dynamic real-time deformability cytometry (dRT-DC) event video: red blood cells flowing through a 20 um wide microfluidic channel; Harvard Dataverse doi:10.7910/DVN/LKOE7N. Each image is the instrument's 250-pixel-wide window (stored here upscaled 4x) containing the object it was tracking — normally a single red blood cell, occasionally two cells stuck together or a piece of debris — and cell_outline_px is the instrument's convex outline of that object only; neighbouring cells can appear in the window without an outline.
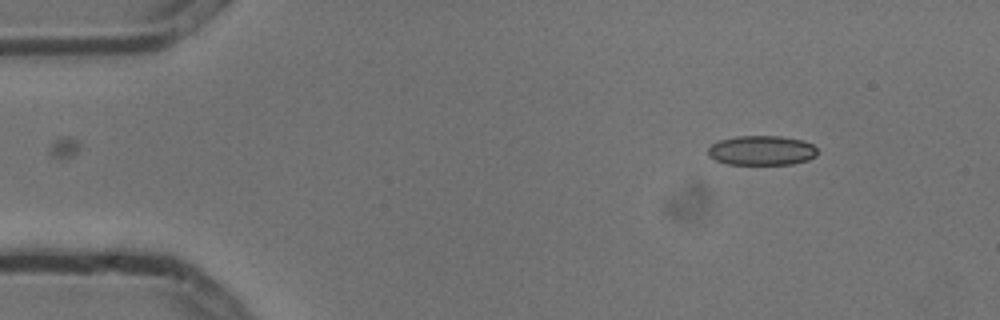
{"species": "common noctule bat (a hibernating species)", "species_latin": "Nyctalus noctula", "temperature_condition": "cold", "stored_images_in_passage": 8, "camera_frame_rate_fps": 3000, "um_per_image_px": 0.085, "animal": {"sex": "male", "body_mass_g": 13.3}, "frame": {"image": 1, "passage_image": 1, "time_ms": 0.0, "image_size_px": [1000, 320], "cell_outline_px": [[816, 156], [808, 160], [792, 164], [728, 164], [716, 160], [708, 156], [708, 148], [712, 144], [720, 140], [736, 136], [780, 136], [804, 140], [812, 144], [816, 148]], "centroid_in_image_um": [64.75, 12.78], "position_along_channel_um": 20.3, "area_um2": 18.9}}
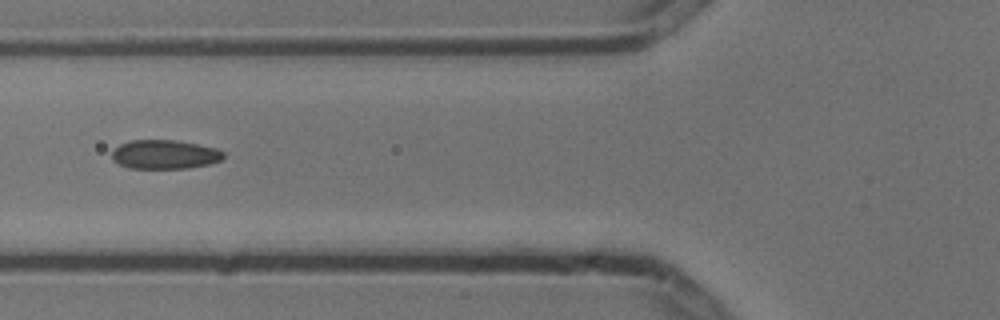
{"frame": {"image": 2, "passage_image": 5, "time_ms": 1.333, "image_size_px": [1000, 320], "cell_outline_px": [[224, 156], [220, 160], [208, 164], [188, 168], [128, 168], [112, 160], [112, 152], [120, 144], [128, 140], [176, 140], [216, 148], [224, 152]], "centroid_in_image_um": [13.98, 13.12], "position_along_channel_um": 111.8, "area_um2": 18.79}}
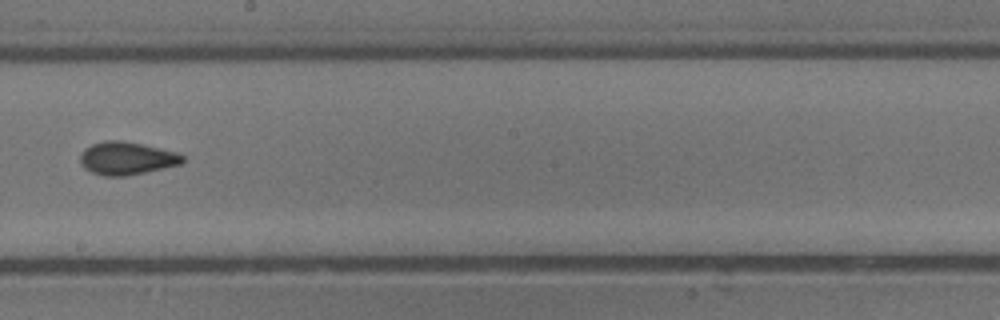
{"frame": {"image": 3, "passage_image": 8, "time_ms": 2.333, "image_size_px": [1000, 320], "cell_outline_px": [[184, 164], [128, 176], [104, 176], [92, 172], [84, 168], [80, 164], [80, 156], [84, 148], [92, 144], [104, 140], [120, 140], [160, 148], [176, 152], [184, 156]], "centroid_in_image_um": [10.77, 13.46], "position_along_channel_um": 237.4, "area_um2": 19.83}}